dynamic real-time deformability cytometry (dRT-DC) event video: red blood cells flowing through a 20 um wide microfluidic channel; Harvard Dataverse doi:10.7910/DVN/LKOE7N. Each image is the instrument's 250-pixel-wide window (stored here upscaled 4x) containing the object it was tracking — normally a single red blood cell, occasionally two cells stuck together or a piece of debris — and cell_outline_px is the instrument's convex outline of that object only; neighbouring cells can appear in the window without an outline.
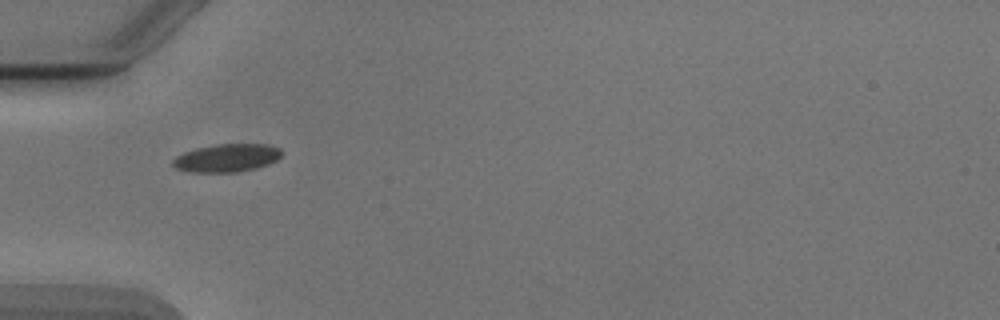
{"species": "Egyptian fruit bat (a non-hibernating species)", "species_latin": "Rousettus aegyptiacus", "temperature_condition": "cold", "stored_images_in_passage": 32, "camera_frame_rate_fps": 3000, "um_per_image_px": 0.085, "animal": {"sex": "male"}, "frame": {"image": 1, "passage_image": 1, "time_ms": 0.0, "image_size_px": [1000, 320], "cell_outline_px": [[284, 152], [276, 160], [268, 164], [256, 168], [236, 172], [192, 172], [176, 168], [172, 164], [172, 160], [176, 156], [184, 152], [196, 148], [216, 144], [264, 144], [280, 148]], "centroid_in_image_um": [19.28, 13.42], "position_along_channel_um": 65.7, "area_um2": 17.74}}
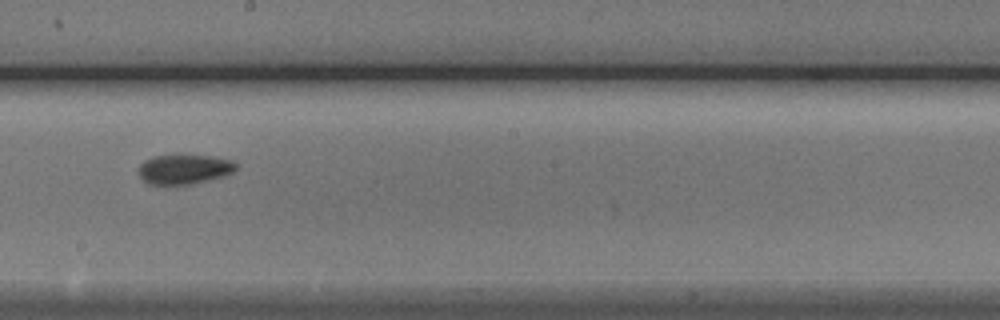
{"frame": {"image": 2, "passage_image": 14, "time_ms": 4.333, "image_size_px": [1000, 320], "cell_outline_px": [[236, 168], [232, 172], [224, 176], [192, 184], [148, 184], [140, 176], [140, 164], [144, 160], [152, 156], [176, 152], [180, 152], [212, 156], [232, 160], [236, 164]], "centroid_in_image_um": [15.65, 14.32], "position_along_channel_um": 232.5, "area_um2": 17.46}}
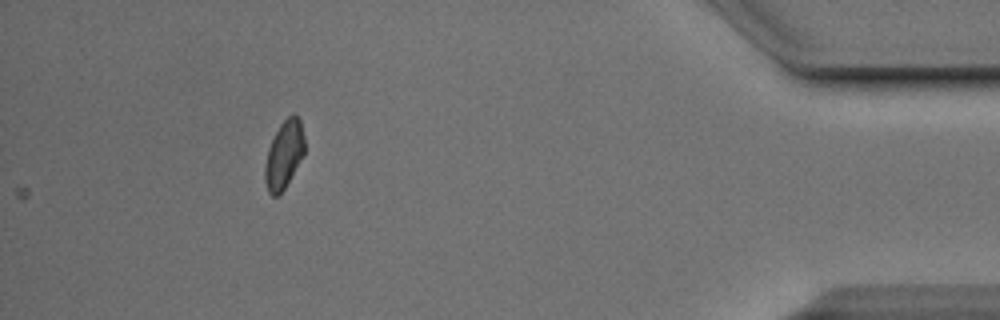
{"frame": {"image": 3, "passage_image": 32, "time_ms": 10.333, "image_size_px": [1000, 320], "cell_outline_px": [[304, 152], [284, 188], [276, 196], [272, 196], [268, 192], [264, 180], [264, 168], [268, 148], [280, 124], [292, 112], [300, 120], [304, 136]], "centroid_in_image_um": [24.12, 13.12], "position_along_channel_um": 411.1, "area_um2": 15.32}, "authors_computed_cell_mechanics": {"area_um2": 16.5019, "velocity_mm_per_s": 3.8858, "shape_relaxation_time_tau1_ms": 4.0974, "shape_relaxation_time_tau2_ms": 3.3405, "deformation_change_tau1": 0.1196, "deformation_change_tau2": 0.0565}}